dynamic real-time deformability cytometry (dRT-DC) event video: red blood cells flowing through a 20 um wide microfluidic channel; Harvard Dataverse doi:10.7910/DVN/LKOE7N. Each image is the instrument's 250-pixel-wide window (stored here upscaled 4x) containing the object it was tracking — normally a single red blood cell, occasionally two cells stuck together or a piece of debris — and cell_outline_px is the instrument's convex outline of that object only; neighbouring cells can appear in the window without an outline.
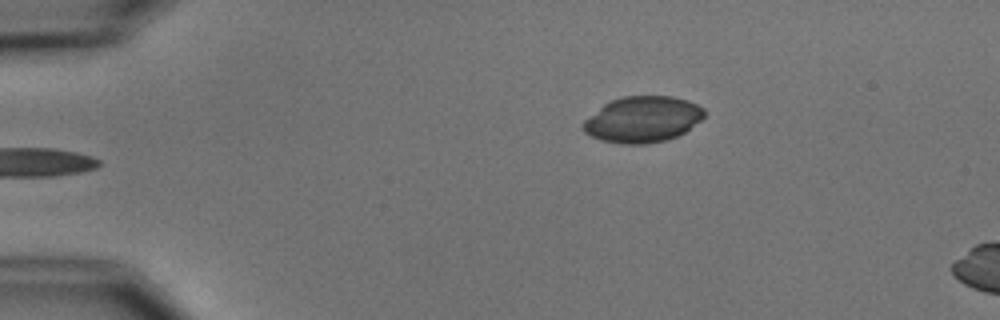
{"species": "common noctule bat (a hibernating species)", "species_latin": "Nyctalus noctula", "temperature_condition": "cold", "stored_images_in_passage": 5, "camera_frame_rate_fps": 3000, "um_per_image_px": 0.085, "animal": {"sex": "male", "body_mass_g": 15.6}, "frame": {"image": 1, "passage_image": 5, "time_ms": 5.667, "image_size_px": [1000, 320], "cell_outline_px": [[704, 116], [700, 120], [684, 132], [676, 136], [664, 140], [644, 144], [620, 144], [600, 140], [584, 132], [580, 128], [580, 124], [584, 120], [604, 104], [612, 100], [624, 96], [672, 96], [688, 100], [704, 108]], "centroid_in_image_um": [54.58, 10.15], "position_along_channel_um": 30.4, "area_um2": 32.43}}